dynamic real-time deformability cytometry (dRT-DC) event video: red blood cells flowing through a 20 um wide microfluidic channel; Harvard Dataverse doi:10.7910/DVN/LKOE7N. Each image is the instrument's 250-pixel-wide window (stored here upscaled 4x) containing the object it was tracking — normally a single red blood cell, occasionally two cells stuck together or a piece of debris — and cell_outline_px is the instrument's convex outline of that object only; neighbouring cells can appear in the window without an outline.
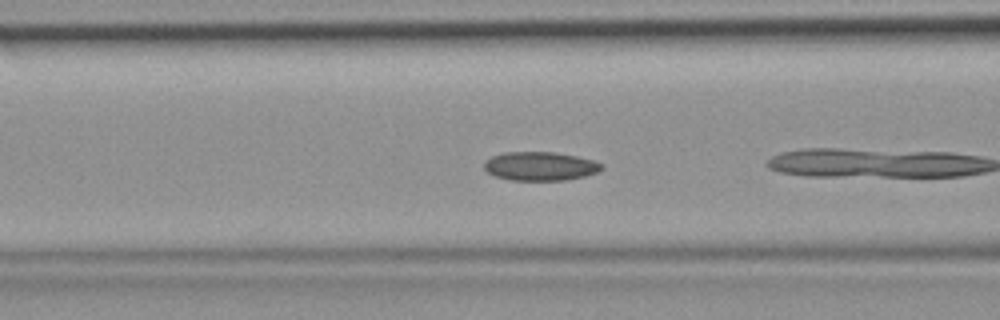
{"species": "common noctule bat (a hibernating species)", "species_latin": "Nyctalus noctula", "temperature_condition": "room temperature", "stored_images_in_passage": 18, "camera_frame_rate_fps": 3000, "um_per_image_px": 0.085, "animal": {"sex": "female", "body_mass_g": 19.9}, "frame": {"image": 1, "passage_image": 16, "time_ms": 5.0, "image_size_px": [1000, 320], "cell_outline_px": [[604, 168], [596, 172], [584, 176], [568, 180], [512, 180], [496, 176], [488, 172], [484, 168], [484, 160], [492, 156], [504, 152], [556, 152], [576, 156], [592, 160], [604, 164]], "centroid_in_image_um": [45.92, 14.12], "position_along_channel_um": 120.7, "area_um2": 19.71}}